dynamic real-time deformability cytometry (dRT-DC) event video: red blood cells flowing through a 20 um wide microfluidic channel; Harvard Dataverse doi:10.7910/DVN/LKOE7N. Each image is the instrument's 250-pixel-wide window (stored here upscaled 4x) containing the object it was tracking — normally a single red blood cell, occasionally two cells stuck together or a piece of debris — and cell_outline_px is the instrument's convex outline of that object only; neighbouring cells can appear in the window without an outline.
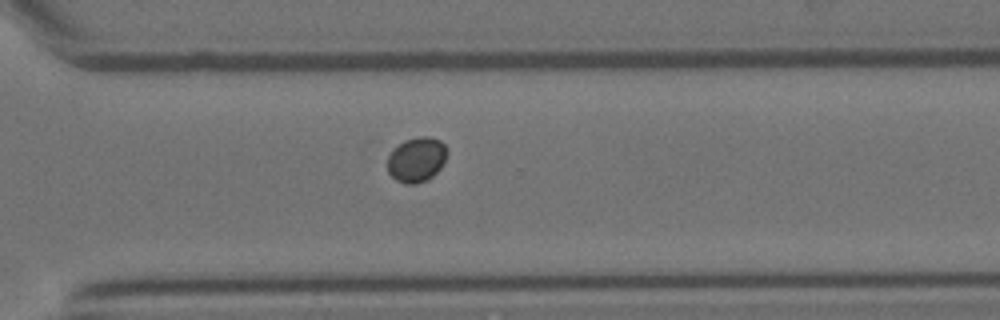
{"species": "Egyptian fruit bat (a non-hibernating species)", "species_latin": "Rousettus aegyptiacus", "temperature_condition": "room temperature", "stored_images_in_passage": 11, "camera_frame_rate_fps": 3000, "um_per_image_px": 0.085, "animal": {"sex": "female"}, "frame": {"image": 1, "passage_image": 11, "time_ms": 3.333, "image_size_px": [1000, 320], "cell_outline_px": [[448, 152], [440, 168], [428, 180], [416, 184], [404, 184], [396, 180], [388, 172], [388, 156], [404, 140], [420, 136], [428, 136], [440, 140], [444, 144]], "centroid_in_image_um": [35.42, 13.57], "position_along_channel_um": 335.2, "area_um2": 15.49}}